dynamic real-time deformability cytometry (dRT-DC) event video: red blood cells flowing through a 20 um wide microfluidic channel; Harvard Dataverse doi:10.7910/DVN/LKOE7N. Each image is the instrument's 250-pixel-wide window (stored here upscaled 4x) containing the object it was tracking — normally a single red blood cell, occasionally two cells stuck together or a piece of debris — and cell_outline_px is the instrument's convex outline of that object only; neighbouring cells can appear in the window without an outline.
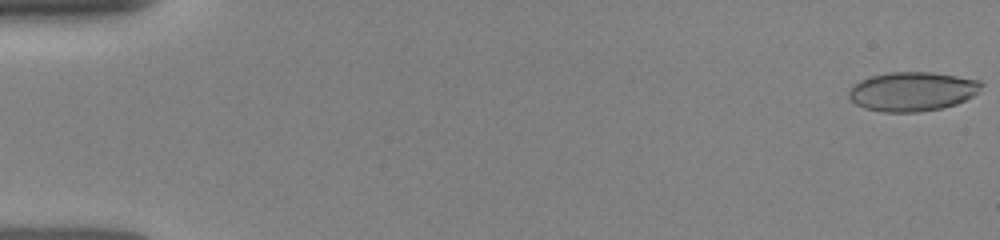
{"species": "human", "species_latin": "Homo sapiens", "temperature_condition": "room temperature", "stored_images_in_passage": 56, "camera_frame_rate_fps": 3000, "um_per_image_px": 0.085, "donor": {"sex": "female"}, "frame": {"image": 1, "passage_image": 1, "time_ms": 0.0, "image_size_px": [1000, 240], "cell_outline_px": [[984, 84], [972, 96], [956, 104], [940, 108], [916, 112], [884, 112], [864, 108], [856, 104], [848, 96], [848, 92], [860, 80], [872, 76], [888, 72], [932, 72], [980, 80]], "centroid_in_image_um": [77.54, 7.77], "position_along_channel_um": 7.5, "area_um2": 30.0}}
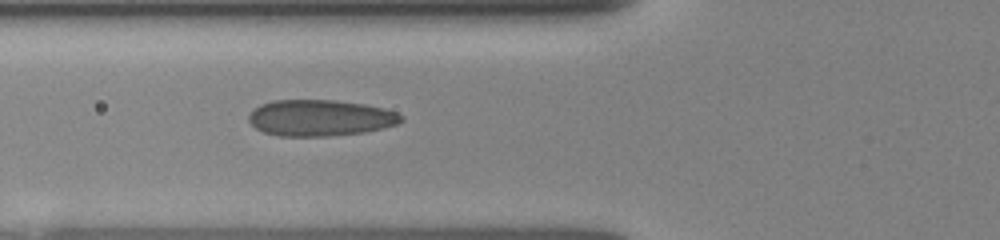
{"frame": {"image": 2, "passage_image": 23, "time_ms": 6.0, "image_size_px": [1000, 240], "cell_outline_px": [[404, 120], [396, 124], [364, 132], [328, 136], [280, 136], [264, 132], [256, 128], [248, 120], [248, 116], [260, 104], [272, 100], [336, 100], [364, 104], [384, 108], [396, 112], [404, 116]], "centroid_in_image_um": [27.22, 10.01], "position_along_channel_um": 98.6, "area_um2": 32.14}}
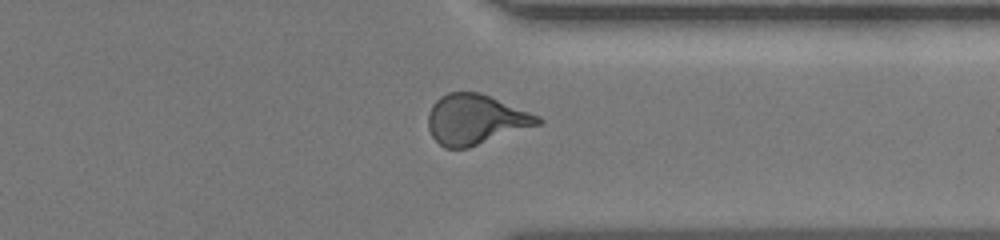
{"frame": {"image": 3, "passage_image": 43, "time_ms": 12.667, "image_size_px": [1000, 240], "cell_outline_px": [[544, 120], [540, 124], [468, 148], [444, 148], [432, 136], [428, 128], [428, 112], [432, 104], [440, 96], [448, 92], [480, 92], [540, 116]], "centroid_in_image_um": [40.4, 10.15], "position_along_channel_um": 371.0, "area_um2": 31.96}}